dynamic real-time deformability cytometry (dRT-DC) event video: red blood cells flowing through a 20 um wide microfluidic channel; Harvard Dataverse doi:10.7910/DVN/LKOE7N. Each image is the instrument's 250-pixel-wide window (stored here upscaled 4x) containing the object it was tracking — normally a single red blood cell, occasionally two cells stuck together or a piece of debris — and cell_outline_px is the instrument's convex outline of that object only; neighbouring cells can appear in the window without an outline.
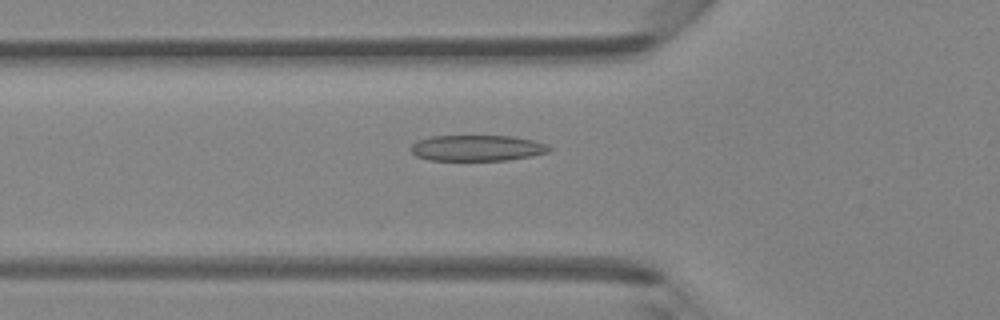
{"species": "Egyptian fruit bat (a non-hibernating species)", "species_latin": "Rousettus aegyptiacus", "temperature_condition": "room temperature", "stored_images_in_passage": 31, "camera_frame_rate_fps": 3000, "um_per_image_px": 0.085, "animal": {"sex": "female"}, "frame": {"image": 1, "passage_image": 16, "time_ms": 5.0, "image_size_px": [1000, 320], "cell_outline_px": [[552, 148], [548, 152], [532, 156], [508, 160], [428, 160], [416, 156], [412, 152], [412, 144], [420, 140], [432, 136], [512, 136], [532, 140], [548, 144]], "centroid_in_image_um": [40.59, 12.58], "position_along_channel_um": 85.2, "area_um2": 20.81}}
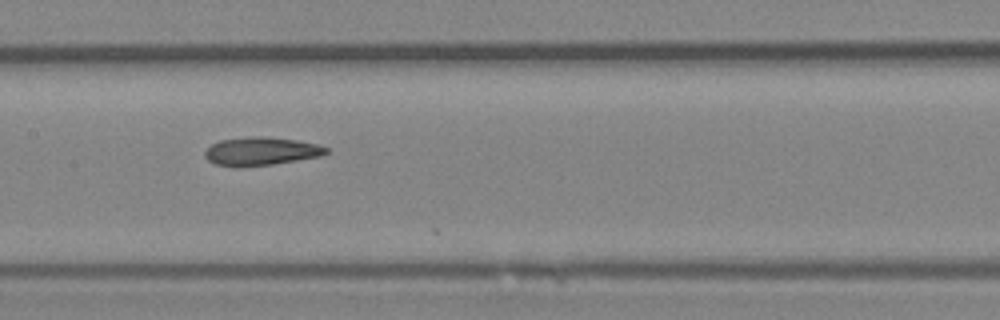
{"frame": {"image": 2, "passage_image": 23, "time_ms": 7.333, "image_size_px": [1000, 320], "cell_outline_px": [[328, 152], [320, 156], [272, 164], [240, 168], [232, 168], [216, 164], [208, 160], [204, 156], [204, 152], [212, 144], [220, 140], [252, 136], [264, 136], [296, 140], [316, 144], [328, 148]], "centroid_in_image_um": [22.14, 12.87], "position_along_channel_um": 185.3, "area_um2": 20.06}}
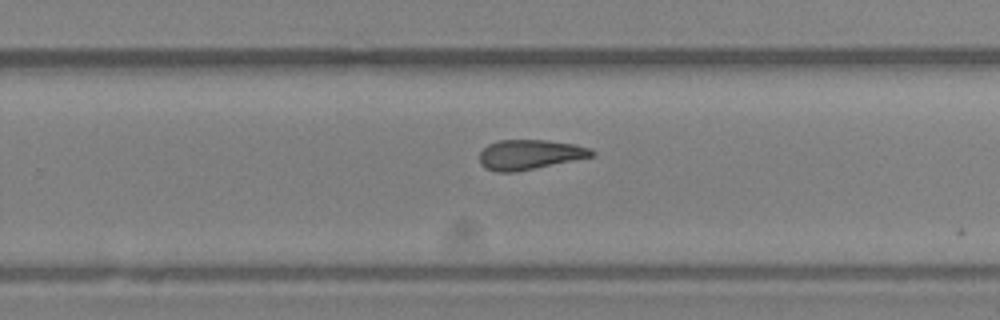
{"frame": {"image": 3, "passage_image": 30, "time_ms": 9.667, "image_size_px": [1000, 320], "cell_outline_px": [[596, 152], [592, 156], [516, 172], [496, 172], [484, 168], [480, 164], [480, 152], [488, 144], [496, 140], [548, 140], [576, 144], [592, 148]], "centroid_in_image_um": [45.01, 13.13], "position_along_channel_um": 284.8, "area_um2": 19.59}}